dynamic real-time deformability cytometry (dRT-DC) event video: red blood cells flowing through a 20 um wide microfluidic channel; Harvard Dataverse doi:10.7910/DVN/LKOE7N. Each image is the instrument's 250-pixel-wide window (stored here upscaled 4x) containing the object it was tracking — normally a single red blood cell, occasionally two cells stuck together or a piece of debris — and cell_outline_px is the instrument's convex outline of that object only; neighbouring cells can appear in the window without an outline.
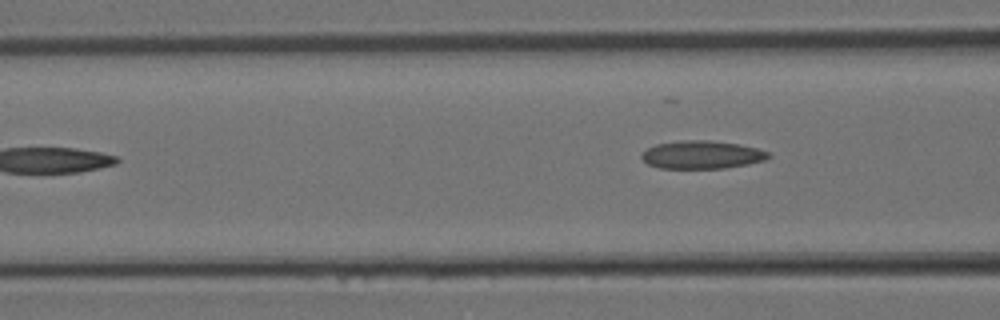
{"species": "Egyptian fruit bat (a non-hibernating species)", "species_latin": "Rousettus aegyptiacus", "temperature_condition": "room temperature", "stored_images_in_passage": 6, "segment_of_instrument_passage": [2, 2], "camera_frame_rate_fps": 3000, "um_per_image_px": 0.085, "animal": {"sex": "female"}, "frame": {"image": 1, "passage_image": 6, "time_ms": 1.667, "image_size_px": [1000, 320], "cell_outline_px": [[772, 156], [764, 160], [748, 164], [724, 168], [660, 168], [648, 164], [640, 156], [648, 148], [656, 144], [680, 140], [712, 140], [740, 144], [756, 148], [768, 152]], "centroid_in_image_um": [59.67, 13.14], "position_along_channel_um": 106.9, "area_um2": 20.69}}